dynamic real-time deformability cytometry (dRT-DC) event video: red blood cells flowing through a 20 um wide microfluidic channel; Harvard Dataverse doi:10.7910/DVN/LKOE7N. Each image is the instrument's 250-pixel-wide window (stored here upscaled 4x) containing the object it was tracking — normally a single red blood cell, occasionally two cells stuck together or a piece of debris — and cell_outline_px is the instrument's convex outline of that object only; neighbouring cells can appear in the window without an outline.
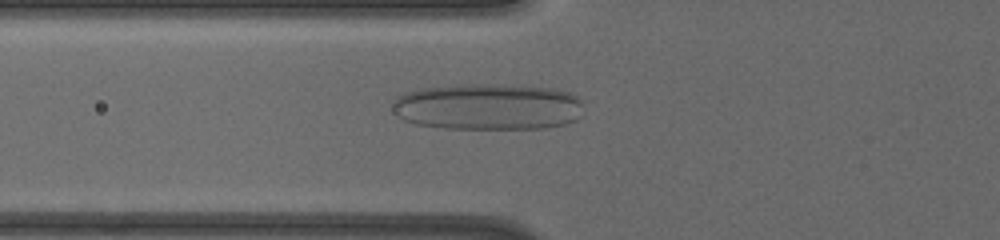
{"species": "human", "species_latin": "Homo sapiens", "temperature_condition": "cold", "stored_images_in_passage": 4, "camera_frame_rate_fps": 3000, "um_per_image_px": 0.085, "donor": {"sex": "male"}, "frame": {"image": 1, "passage_image": 4, "time_ms": 3.0, "image_size_px": [1000, 240], "cell_outline_px": [[580, 116], [576, 120], [564, 124], [544, 128], [444, 128], [416, 124], [404, 120], [392, 108], [392, 100], [396, 96], [404, 92], [424, 88], [456, 84], [504, 84], [556, 88], [572, 92], [580, 100]], "centroid_in_image_um": [41.47, 9.05], "position_along_channel_um": 84.3, "area_um2": 52.08}}